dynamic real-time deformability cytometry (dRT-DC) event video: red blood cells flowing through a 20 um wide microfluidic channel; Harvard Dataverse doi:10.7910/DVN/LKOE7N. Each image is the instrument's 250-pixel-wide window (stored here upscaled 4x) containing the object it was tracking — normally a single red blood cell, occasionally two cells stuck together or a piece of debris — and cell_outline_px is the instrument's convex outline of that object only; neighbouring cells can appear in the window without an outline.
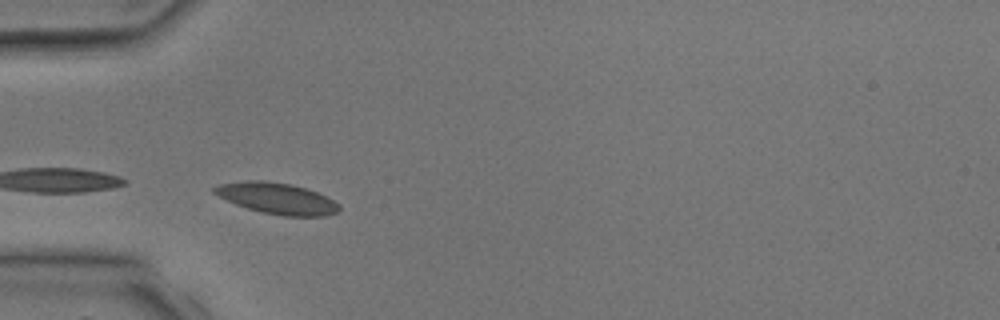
{"species": "common noctule bat (a hibernating species)", "species_latin": "Nyctalus noctula", "temperature_condition": "room temperature", "stored_images_in_passage": 2, "camera_frame_rate_fps": 3000, "um_per_image_px": 0.085, "animal": {"sex": "male", "body_mass_g": 17.9, "forearm_length_mm": 54.2}, "frame": {"image": 1, "passage_image": 2, "time_ms": 1.333, "image_size_px": [1000, 320], "cell_outline_px": [[340, 208], [336, 212], [324, 216], [284, 216], [260, 212], [236, 204], [212, 192], [212, 188], [220, 184], [244, 180], [264, 180], [292, 184], [316, 192], [340, 204]], "centroid_in_image_um": [23.52, 16.85], "position_along_channel_um": 61.5, "area_um2": 22.48}}